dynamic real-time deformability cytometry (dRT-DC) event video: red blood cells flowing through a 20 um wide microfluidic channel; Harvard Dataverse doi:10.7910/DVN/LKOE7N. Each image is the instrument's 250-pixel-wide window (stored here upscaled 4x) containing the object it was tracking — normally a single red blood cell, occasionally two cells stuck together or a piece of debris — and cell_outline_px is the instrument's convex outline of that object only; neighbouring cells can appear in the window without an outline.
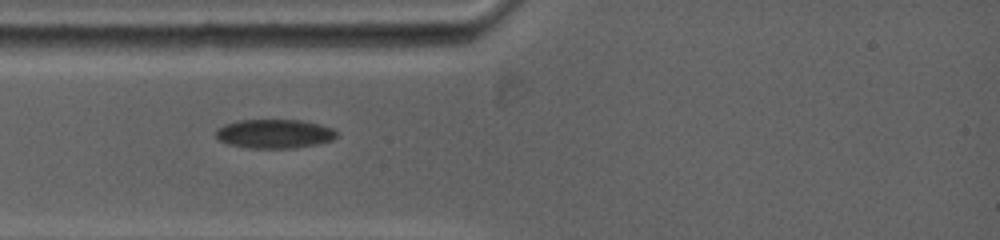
{"species": "common noctule bat (a hibernating species)", "species_latin": "Nyctalus noctula", "temperature_condition": "warm", "stored_images_in_passage": 75, "camera_frame_rate_fps": 5000, "um_per_image_px": 0.085, "animal": {"sex": "female", "body_mass_g": 19.0, "forearm_length_mm": 53.3}, "frame": {"image": 1, "passage_image": 1, "time_ms": 0.0, "image_size_px": [1000, 240], "cell_outline_px": [[336, 136], [332, 140], [316, 144], [292, 148], [252, 148], [228, 144], [220, 140], [216, 136], [216, 128], [224, 124], [240, 120], [300, 120], [320, 124], [332, 128], [336, 132]], "centroid_in_image_um": [23.31, 11.36], "position_along_channel_um": 61.7, "area_um2": 20.29}}
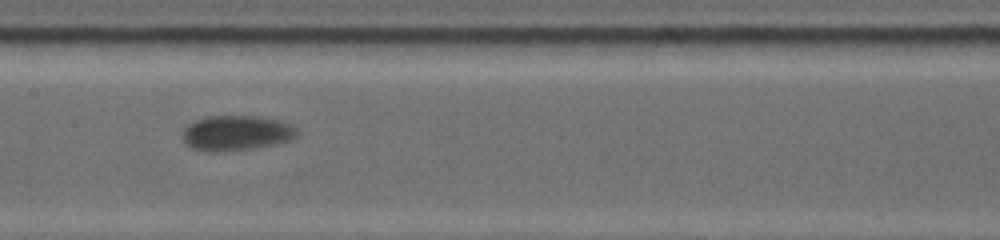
{"frame": {"image": 2, "passage_image": 20, "time_ms": 3.4, "image_size_px": [1000, 240], "cell_outline_px": [[300, 132], [292, 140], [276, 144], [252, 148], [216, 152], [208, 152], [192, 148], [184, 144], [180, 136], [180, 132], [188, 124], [196, 120], [208, 116], [260, 116], [276, 120], [288, 124], [296, 128]], "centroid_in_image_um": [20.03, 11.31], "position_along_channel_um": 187.4, "area_um2": 23.7}}
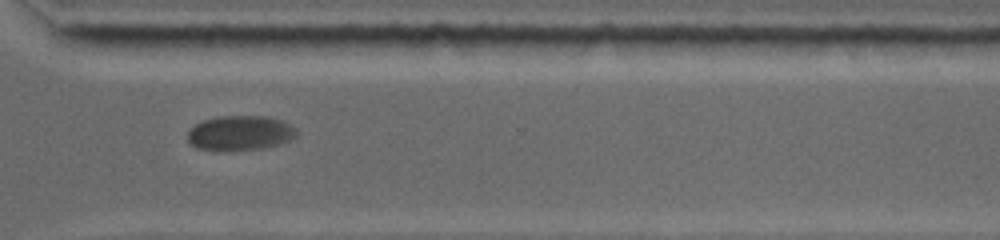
{"frame": {"image": 3, "passage_image": 47, "time_ms": 7.8, "image_size_px": [1000, 240], "cell_outline_px": [[296, 136], [280, 144], [264, 148], [224, 152], [220, 152], [196, 148], [188, 140], [188, 132], [196, 124], [204, 120], [220, 116], [264, 116], [284, 120], [292, 124], [296, 128]], "centroid_in_image_um": [20.42, 11.32], "position_along_channel_um": 350.2, "area_um2": 22.43}}